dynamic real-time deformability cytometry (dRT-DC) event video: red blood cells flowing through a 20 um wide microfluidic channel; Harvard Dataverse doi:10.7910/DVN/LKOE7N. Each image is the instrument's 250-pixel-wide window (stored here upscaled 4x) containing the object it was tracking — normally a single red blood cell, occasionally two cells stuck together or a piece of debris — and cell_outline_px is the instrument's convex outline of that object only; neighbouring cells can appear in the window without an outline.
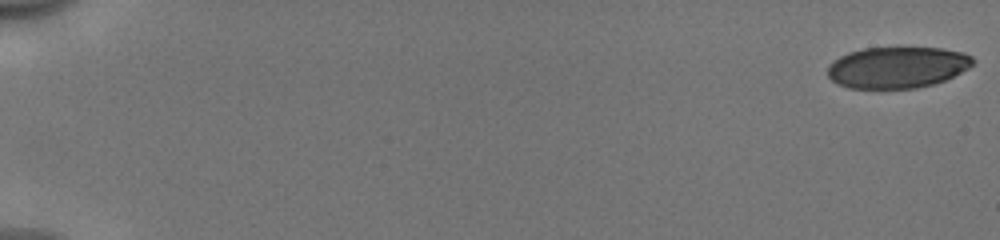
{"species": "human", "species_latin": "Homo sapiens", "temperature_condition": "cold", "stored_images_in_passage": 53, "camera_frame_rate_fps": 3000, "um_per_image_px": 0.085, "donor": {"sex": "male"}, "frame": {"image": 1, "passage_image": 1, "time_ms": 0.0, "image_size_px": [1000, 240], "cell_outline_px": [[976, 60], [968, 68], [944, 80], [932, 84], [916, 88], [848, 88], [836, 84], [828, 76], [828, 64], [832, 60], [848, 52], [864, 48], [940, 48], [964, 52], [972, 56]], "centroid_in_image_um": [76.24, 5.72], "position_along_channel_um": 8.8, "area_um2": 35.03}}
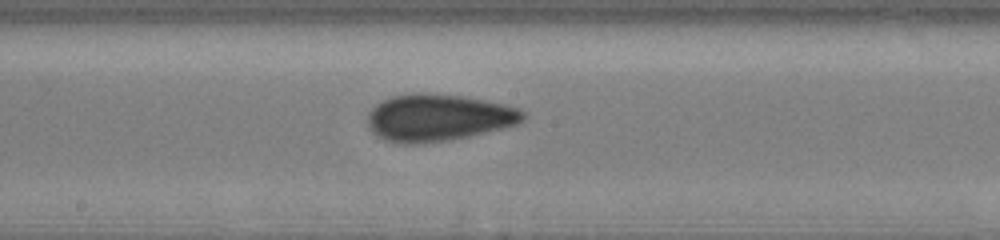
{"frame": {"image": 2, "passage_image": 31, "time_ms": 10.0, "image_size_px": [1000, 240], "cell_outline_px": [[524, 120], [516, 124], [452, 140], [416, 144], [400, 144], [384, 140], [372, 132], [368, 128], [368, 112], [376, 104], [392, 96], [416, 92], [424, 92], [460, 96], [484, 100], [504, 104], [520, 108], [524, 112]], "centroid_in_image_um": [37.21, 10.0], "position_along_channel_um": 211.0, "area_um2": 42.6}}
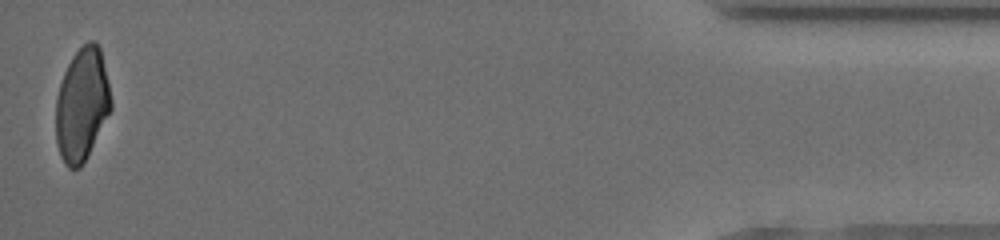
{"frame": {"image": 3, "passage_image": 53, "time_ms": 17.333, "image_size_px": [1000, 240], "cell_outline_px": [[112, 108], [88, 156], [80, 168], [68, 168], [64, 164], [60, 156], [56, 144], [56, 96], [64, 72], [72, 56], [88, 40], [96, 40], [100, 48], [112, 100]], "centroid_in_image_um": [6.96, 8.91], "position_along_channel_um": 428.2, "area_um2": 36.47}, "authors_computed_cell_mechanics": {"area_um2": 39.5352, "velocity_mm_per_s": 3.9848, "shape_relaxation_time_tau1_ms": 7.5214, "shape_relaxation_time_tau2_ms": 1.5114, "deformation_change_tau1": 0.1762, "deformation_change_tau2": 0.0615}}